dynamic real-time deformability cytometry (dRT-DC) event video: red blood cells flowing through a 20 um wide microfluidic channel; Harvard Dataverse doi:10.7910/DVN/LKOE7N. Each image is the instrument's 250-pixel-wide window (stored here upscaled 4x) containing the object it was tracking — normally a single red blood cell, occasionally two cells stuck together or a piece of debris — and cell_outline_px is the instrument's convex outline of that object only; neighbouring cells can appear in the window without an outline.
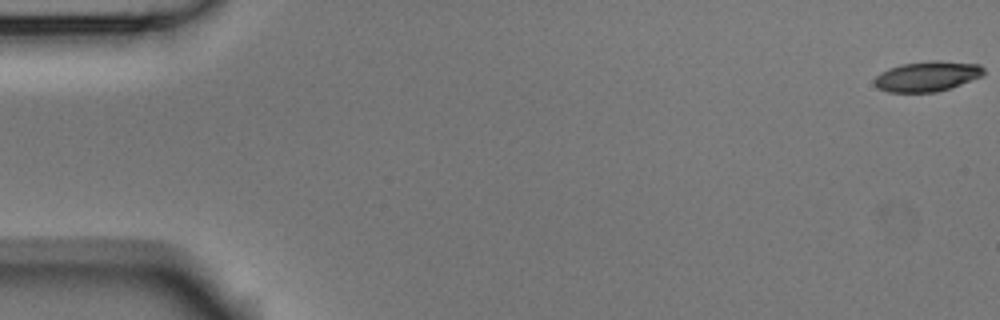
{"species": "Egyptian fruit bat (a non-hibernating species)", "species_latin": "Rousettus aegyptiacus", "temperature_condition": "room temperature", "stored_images_in_passage": 7, "camera_frame_rate_fps": 3000, "um_per_image_px": 0.085, "animal": {"sex": "male"}, "frame": {"image": 1, "passage_image": 1, "time_ms": 0.0, "image_size_px": [1000, 320], "cell_outline_px": [[984, 72], [980, 76], [960, 84], [936, 92], [888, 92], [876, 88], [876, 76], [880, 72], [888, 68], [900, 64], [932, 60], [936, 60], [980, 64], [984, 68]], "centroid_in_image_um": [78.78, 6.47], "position_along_channel_um": 6.2, "area_um2": 19.07}}
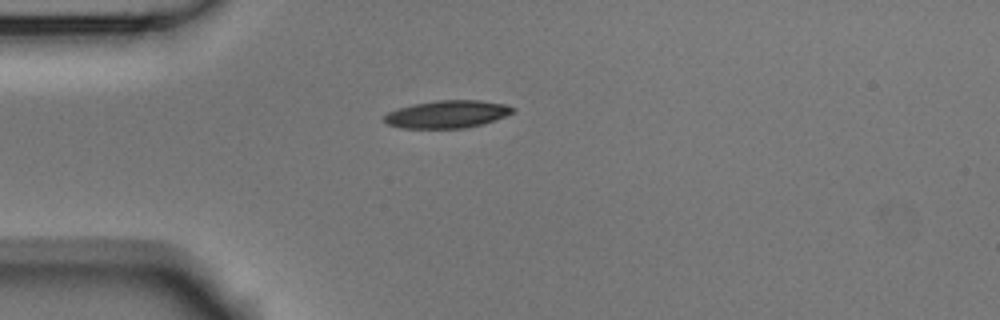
{"frame": {"image": 2, "passage_image": 5, "time_ms": 1.333, "image_size_px": [1000, 320], "cell_outline_px": [[516, 112], [496, 120], [464, 128], [400, 128], [388, 124], [384, 120], [384, 116], [388, 112], [412, 104], [436, 100], [480, 100], [508, 104], [516, 108]], "centroid_in_image_um": [38.07, 9.7], "position_along_channel_um": 46.9, "area_um2": 20.81}}
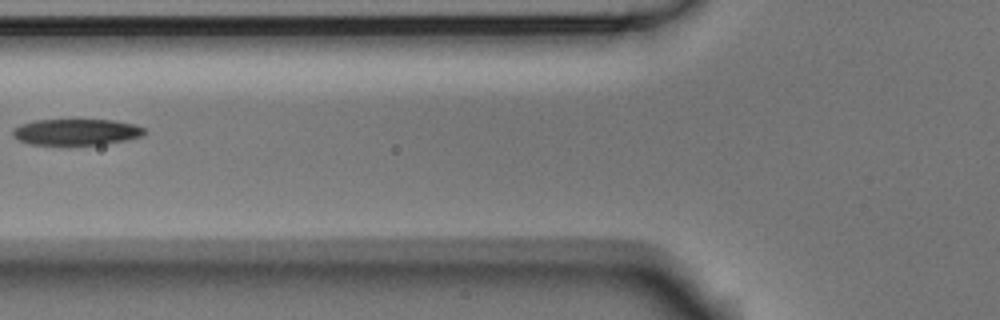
{"frame": {"image": 3, "passage_image": 7, "time_ms": 2.0, "image_size_px": [1000, 320], "cell_outline_px": [[144, 136], [124, 140], [100, 144], [28, 144], [12, 136], [12, 128], [20, 124], [32, 120], [112, 120], [132, 124], [144, 128]], "centroid_in_image_um": [6.42, 11.21], "position_along_channel_um": 119.4, "area_um2": 19.88}}